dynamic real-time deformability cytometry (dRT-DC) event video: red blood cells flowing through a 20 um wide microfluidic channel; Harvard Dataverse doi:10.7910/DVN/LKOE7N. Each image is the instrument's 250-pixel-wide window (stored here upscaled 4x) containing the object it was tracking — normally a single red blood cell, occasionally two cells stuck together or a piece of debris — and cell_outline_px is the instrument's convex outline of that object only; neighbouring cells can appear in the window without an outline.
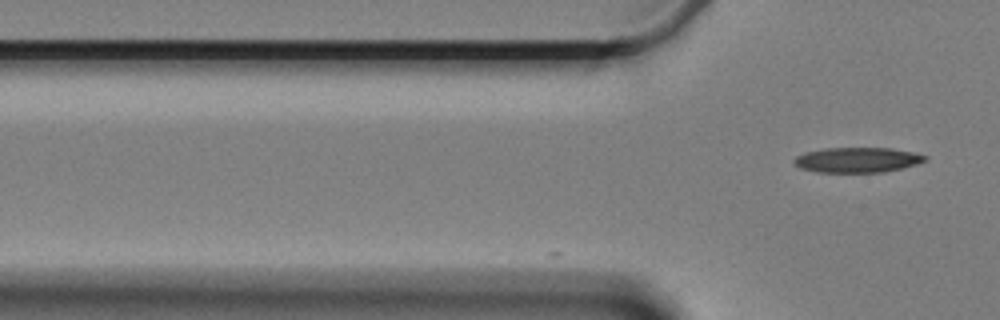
{"species": "Egyptian fruit bat (a non-hibernating species)", "species_latin": "Rousettus aegyptiacus", "temperature_condition": "cold", "stored_images_in_passage": 6, "camera_frame_rate_fps": 3000, "um_per_image_px": 0.085, "animal": {"sex": "female"}, "frame": {"image": 1, "passage_image": 6, "time_ms": 1.667, "image_size_px": [1000, 320], "cell_outline_px": [[928, 160], [916, 164], [884, 172], [816, 172], [800, 168], [792, 160], [796, 156], [808, 152], [824, 148], [888, 148], [912, 152], [928, 156]], "centroid_in_image_um": [72.87, 13.59], "position_along_channel_um": 52.9, "area_um2": 19.02}}